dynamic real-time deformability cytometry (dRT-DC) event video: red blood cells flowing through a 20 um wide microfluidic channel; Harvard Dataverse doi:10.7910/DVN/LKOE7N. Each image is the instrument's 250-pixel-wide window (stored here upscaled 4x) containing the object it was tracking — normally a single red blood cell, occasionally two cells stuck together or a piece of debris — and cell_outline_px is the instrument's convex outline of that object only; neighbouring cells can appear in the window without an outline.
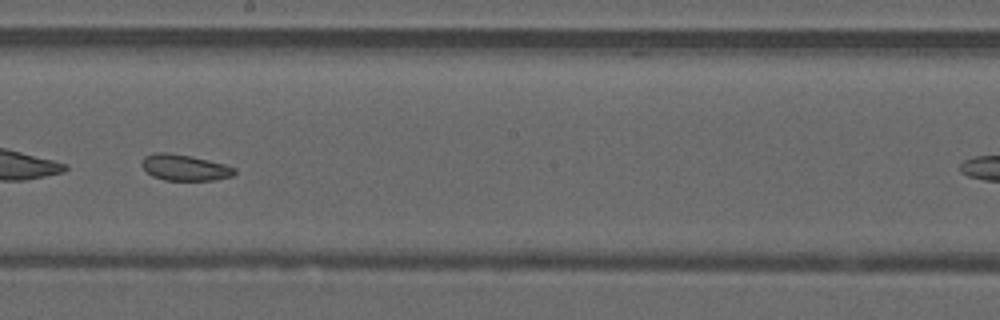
{"species": "common noctule bat (a hibernating species)", "species_latin": "Nyctalus noctula", "temperature_condition": "warm", "stored_images_in_passage": 30, "camera_frame_rate_fps": 3000, "um_per_image_px": 0.085, "animal": {"sex": "male", "forearm_length_mm": 52.5}, "frame": {"image": 1, "passage_image": 13, "time_ms": 4.0, "image_size_px": [1000, 320], "cell_outline_px": [[236, 172], [232, 176], [216, 180], [164, 180], [152, 176], [140, 164], [144, 156], [156, 152], [168, 152], [192, 156], [224, 164], [236, 168]], "centroid_in_image_um": [15.69, 14.24], "position_along_channel_um": 232.5, "area_um2": 14.16}, "authors_computed_cell_mechanics": {"area_um2": 14.9991, "velocity_mm_per_s": 4.1018, "shape_relaxation_time_tau1_ms": null, "shape_relaxation_time_tau2_ms": 1.8441, "deformation_change_tau1": null, "deformation_change_tau2": 0.0671}}